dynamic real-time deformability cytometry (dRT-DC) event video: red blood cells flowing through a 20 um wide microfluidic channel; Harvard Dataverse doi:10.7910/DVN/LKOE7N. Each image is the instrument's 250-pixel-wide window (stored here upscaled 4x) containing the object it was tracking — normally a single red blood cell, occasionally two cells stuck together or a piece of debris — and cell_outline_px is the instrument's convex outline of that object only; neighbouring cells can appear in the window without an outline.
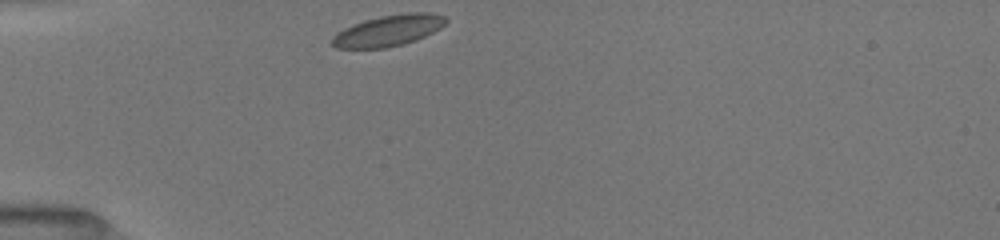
{"species": "common noctule bat (a hibernating species)", "species_latin": "Nyctalus noctula", "temperature_condition": "room temperature", "stored_images_in_passage": 24, "camera_frame_rate_fps": 3000, "um_per_image_px": 0.085, "animal": {"sex": "female", "body_mass_g": 19.5, "forearm_length_mm": 54.1}, "frame": {"image": 1, "passage_image": 1, "time_ms": 0.0, "image_size_px": [1000, 240], "cell_outline_px": [[448, 20], [440, 28], [416, 40], [384, 48], [336, 48], [332, 44], [332, 36], [336, 32], [352, 24], [364, 20], [380, 16], [408, 12], [428, 12], [444, 16]], "centroid_in_image_um": [32.98, 2.58], "position_along_channel_um": 52.0, "area_um2": 20.52}}
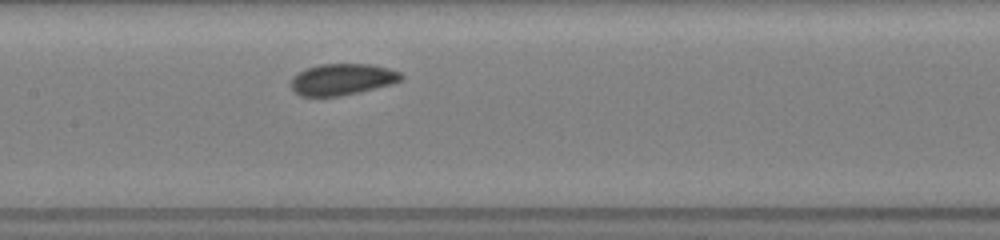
{"frame": {"image": 2, "passage_image": 12, "time_ms": 3.667, "image_size_px": [1000, 240], "cell_outline_px": [[404, 76], [400, 80], [392, 84], [360, 92], [340, 96], [300, 96], [292, 88], [292, 76], [308, 68], [320, 64], [372, 64], [388, 68], [400, 72]], "centroid_in_image_um": [29.12, 6.74], "position_along_channel_um": 178.3, "area_um2": 20.06}}
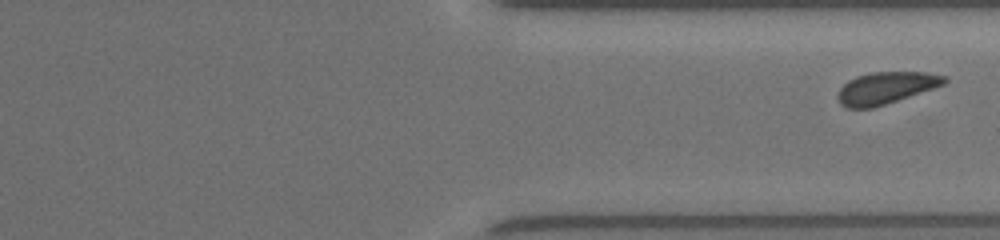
{"frame": {"image": 3, "passage_image": 24, "time_ms": 7.667, "image_size_px": [1000, 240], "cell_outline_px": [[948, 80], [944, 84], [872, 108], [848, 108], [840, 104], [836, 96], [840, 88], [848, 80], [856, 76], [872, 72], [928, 72], [948, 76]], "centroid_in_image_um": [75.28, 7.46], "position_along_channel_um": 336.1, "area_um2": 19.65}}